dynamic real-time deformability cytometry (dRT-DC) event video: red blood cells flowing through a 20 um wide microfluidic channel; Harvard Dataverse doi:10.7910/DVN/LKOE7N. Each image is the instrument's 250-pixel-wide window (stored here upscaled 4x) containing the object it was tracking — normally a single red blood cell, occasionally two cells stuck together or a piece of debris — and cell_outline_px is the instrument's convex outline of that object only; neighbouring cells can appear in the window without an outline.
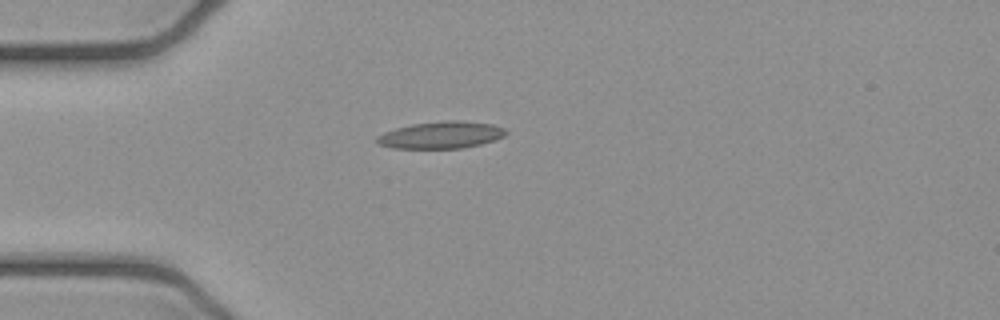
{"species": "common noctule bat (a hibernating species)", "species_latin": "Nyctalus noctula", "temperature_condition": "cold", "stored_images_in_passage": 6, "camera_frame_rate_fps": 3000, "um_per_image_px": 0.085, "animal": {"sex": "female", "body_mass_g": 21.9}, "frame": {"image": 1, "passage_image": 6, "time_ms": 1.667, "image_size_px": [1000, 320], "cell_outline_px": [[508, 132], [504, 136], [496, 140], [464, 148], [392, 148], [380, 144], [376, 140], [376, 136], [384, 132], [396, 128], [412, 124], [448, 120], [456, 120], [492, 124], [504, 128]], "centroid_in_image_um": [37.51, 11.47], "position_along_channel_um": 47.5, "area_um2": 20.23}}